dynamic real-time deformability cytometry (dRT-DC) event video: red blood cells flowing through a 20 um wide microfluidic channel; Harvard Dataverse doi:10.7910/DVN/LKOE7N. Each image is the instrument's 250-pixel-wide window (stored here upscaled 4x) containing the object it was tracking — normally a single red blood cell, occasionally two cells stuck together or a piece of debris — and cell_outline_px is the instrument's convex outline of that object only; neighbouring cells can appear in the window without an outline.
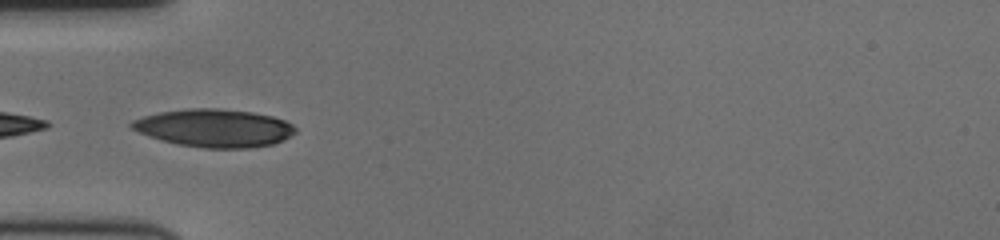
{"species": "human", "species_latin": "Homo sapiens", "temperature_condition": "cold", "stored_images_in_passage": 16, "camera_frame_rate_fps": 3000, "um_per_image_px": 0.085, "donor": {"sex": "female"}, "frame": {"image": 1, "passage_image": 1, "time_ms": 0.0, "image_size_px": [1000, 240], "cell_outline_px": [[296, 132], [284, 140], [272, 144], [252, 148], [204, 148], [176, 144], [160, 140], [140, 132], [132, 128], [128, 124], [132, 120], [144, 116], [160, 112], [192, 108], [216, 108], [252, 112], [272, 116], [284, 120], [292, 124], [296, 128]], "centroid_in_image_um": [18.23, 10.89], "position_along_channel_um": 66.8, "area_um2": 36.18}}